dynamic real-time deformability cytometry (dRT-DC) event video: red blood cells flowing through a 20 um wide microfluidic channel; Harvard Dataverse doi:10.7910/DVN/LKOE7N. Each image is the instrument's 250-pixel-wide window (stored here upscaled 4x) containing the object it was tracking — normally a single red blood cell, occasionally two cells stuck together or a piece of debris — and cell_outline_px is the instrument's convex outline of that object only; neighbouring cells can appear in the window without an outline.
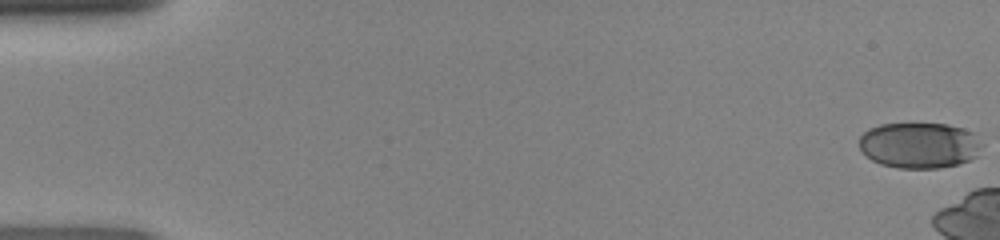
{"species": "human", "species_latin": "Homo sapiens", "temperature_condition": "room temperature", "stored_images_in_passage": 8, "camera_frame_rate_fps": 3000, "um_per_image_px": 0.085, "donor": {"sex": "female"}, "frame": {"image": 1, "passage_image": 1, "time_ms": 0.0, "image_size_px": [1000, 240], "cell_outline_px": [[984, 144], [976, 156], [968, 160], [956, 164], [940, 168], [896, 168], [880, 164], [872, 160], [860, 148], [860, 136], [868, 128], [880, 124], [948, 124], [964, 128], [972, 132]], "centroid_in_image_um": [78.16, 12.34], "position_along_channel_um": 6.8, "area_um2": 32.83}}